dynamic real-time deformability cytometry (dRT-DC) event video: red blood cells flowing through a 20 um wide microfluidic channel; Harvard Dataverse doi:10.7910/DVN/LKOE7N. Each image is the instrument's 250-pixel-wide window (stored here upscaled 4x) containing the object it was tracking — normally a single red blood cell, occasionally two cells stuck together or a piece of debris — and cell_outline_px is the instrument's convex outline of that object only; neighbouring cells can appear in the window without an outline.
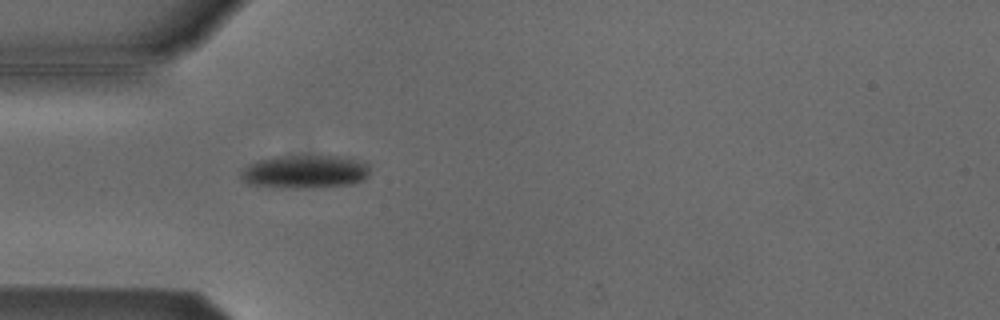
{"species": "Egyptian fruit bat (a non-hibernating species)", "species_latin": "Rousettus aegyptiacus", "temperature_condition": "cold", "stored_images_in_passage": 4, "camera_frame_rate_fps": 3000, "um_per_image_px": 0.085, "animal": {"sex": "male"}, "frame": {"image": 1, "passage_image": 4, "time_ms": 1.0, "image_size_px": [1000, 320], "cell_outline_px": [[368, 176], [364, 180], [352, 184], [308, 188], [292, 188], [248, 184], [240, 180], [240, 172], [248, 164], [260, 160], [276, 156], [344, 156], [368, 164]], "centroid_in_image_um": [25.9, 14.6], "position_along_channel_um": 59.1, "area_um2": 25.03}}